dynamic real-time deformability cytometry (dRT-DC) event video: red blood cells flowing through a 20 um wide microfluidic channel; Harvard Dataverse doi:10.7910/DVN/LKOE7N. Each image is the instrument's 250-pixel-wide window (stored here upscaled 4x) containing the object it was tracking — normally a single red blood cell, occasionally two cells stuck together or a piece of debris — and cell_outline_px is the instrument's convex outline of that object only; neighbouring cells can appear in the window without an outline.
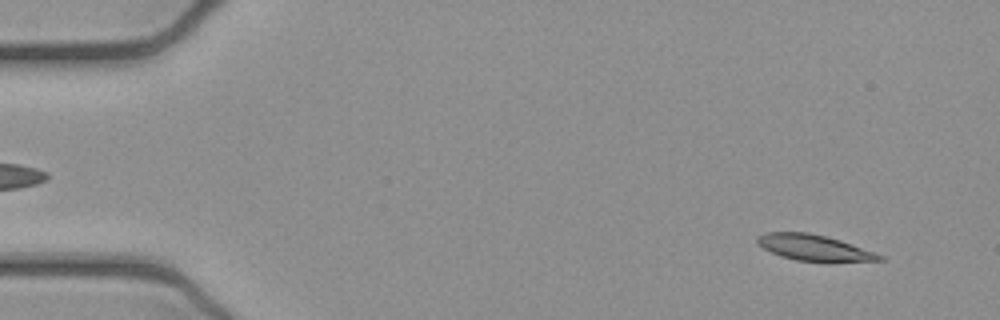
{"species": "common noctule bat (a hibernating species)", "species_latin": "Nyctalus noctula", "temperature_condition": "cold", "stored_images_in_passage": 15, "camera_frame_rate_fps": 3000, "um_per_image_px": 0.085, "animal": {"sex": "female", "body_mass_g": 21.9}, "frame": {"image": 1, "passage_image": 4, "time_ms": 1.0, "image_size_px": [1000, 320], "cell_outline_px": [[884, 260], [828, 264], [796, 260], [780, 256], [756, 244], [756, 236], [764, 232], [808, 232], [840, 240], [884, 256]], "centroid_in_image_um": [69.2, 21.09], "position_along_channel_um": 15.8, "area_um2": 19.07}}
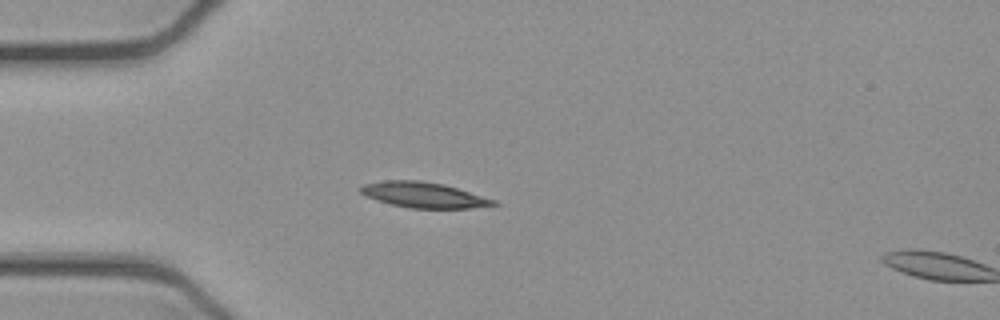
{"frame": {"image": 2, "passage_image": 14, "time_ms": 4.333, "image_size_px": [1000, 320], "cell_outline_px": [[500, 204], [472, 208], [408, 208], [376, 200], [364, 196], [360, 192], [360, 188], [364, 184], [384, 180], [420, 180], [444, 184], [496, 200]], "centroid_in_image_um": [36.0, 16.57], "position_along_channel_um": 49.0, "area_um2": 19.77}}